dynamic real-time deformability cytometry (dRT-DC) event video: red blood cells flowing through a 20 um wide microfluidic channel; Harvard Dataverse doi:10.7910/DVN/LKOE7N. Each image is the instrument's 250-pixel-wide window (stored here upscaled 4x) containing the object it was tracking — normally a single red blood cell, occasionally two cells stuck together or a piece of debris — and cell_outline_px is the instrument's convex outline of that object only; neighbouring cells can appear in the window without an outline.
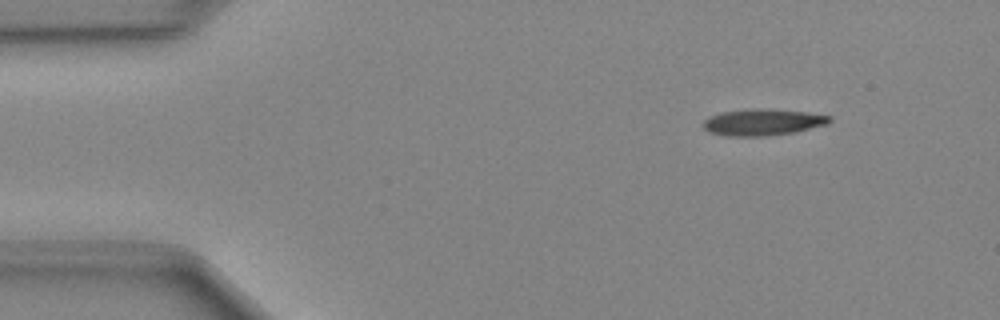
{"species": "Egyptian fruit bat (a non-hibernating species)", "species_latin": "Rousettus aegyptiacus", "temperature_condition": "cold", "stored_images_in_passage": 44, "camera_frame_rate_fps": 3000, "um_per_image_px": 0.085, "animal": {"sex": "female"}, "frame": {"image": 1, "passage_image": 1, "time_ms": 0.0, "image_size_px": [1000, 320], "cell_outline_px": [[832, 120], [828, 124], [796, 132], [760, 136], [728, 136], [712, 132], [704, 128], [704, 120], [720, 112], [752, 108], [764, 108], [808, 112], [832, 116]], "centroid_in_image_um": [64.89, 10.37], "position_along_channel_um": 20.1, "area_um2": 19.48}}
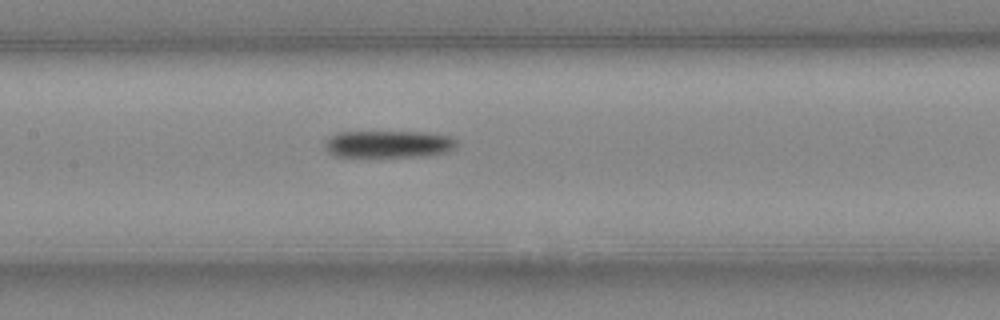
{"frame": {"image": 2, "passage_image": 18, "time_ms": 5.667, "image_size_px": [1000, 320], "cell_outline_px": [[456, 144], [448, 152], [420, 156], [336, 156], [328, 152], [324, 148], [324, 144], [328, 136], [340, 132], [428, 132], [448, 136], [456, 140]], "centroid_in_image_um": [32.98, 12.24], "position_along_channel_um": 174.4, "area_um2": 20.69}}
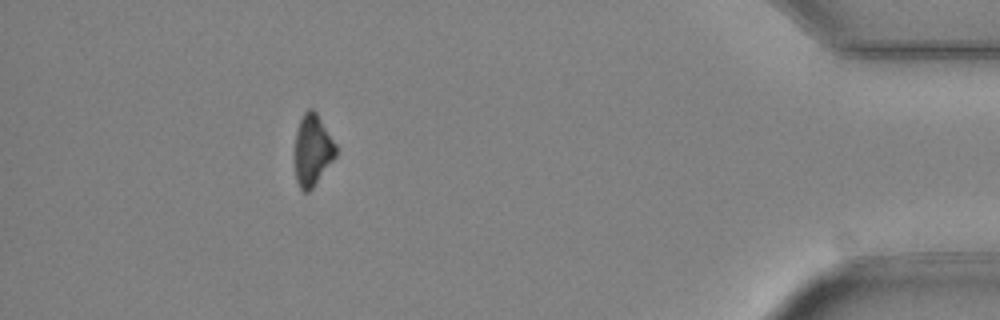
{"frame": {"image": 3, "passage_image": 39, "time_ms": 12.667, "image_size_px": [1000, 320], "cell_outline_px": [[336, 156], [312, 188], [308, 192], [304, 192], [300, 188], [296, 180], [292, 156], [296, 132], [300, 120], [304, 112], [308, 108], [312, 108], [316, 112], [336, 144]], "centroid_in_image_um": [26.51, 12.77], "position_along_channel_um": 408.7, "area_um2": 17.4}}